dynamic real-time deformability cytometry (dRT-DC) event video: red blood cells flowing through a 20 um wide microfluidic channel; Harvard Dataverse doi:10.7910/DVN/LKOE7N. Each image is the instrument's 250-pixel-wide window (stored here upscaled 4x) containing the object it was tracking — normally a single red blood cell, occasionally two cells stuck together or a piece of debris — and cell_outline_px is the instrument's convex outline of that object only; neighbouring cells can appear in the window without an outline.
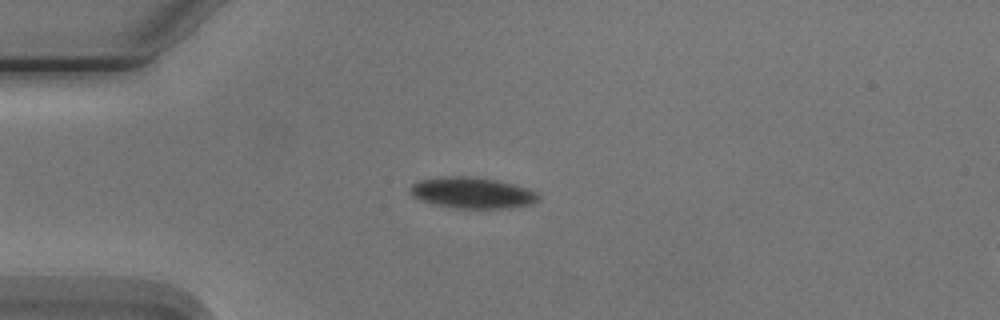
{"species": "Egyptian fruit bat (a non-hibernating species)", "species_latin": "Rousettus aegyptiacus", "temperature_condition": "cold", "stored_images_in_passage": 8, "camera_frame_rate_fps": 3000, "um_per_image_px": 0.085, "animal": {"sex": "male"}, "frame": {"image": 1, "passage_image": 1, "time_ms": 0.0, "image_size_px": [1000, 320], "cell_outline_px": [[540, 196], [532, 204], [508, 208], [456, 208], [432, 204], [412, 196], [412, 184], [420, 180], [444, 176], [476, 176], [496, 180], [528, 188], [536, 192]], "centroid_in_image_um": [40.15, 16.38], "position_along_channel_um": 44.8, "area_um2": 23.12}}
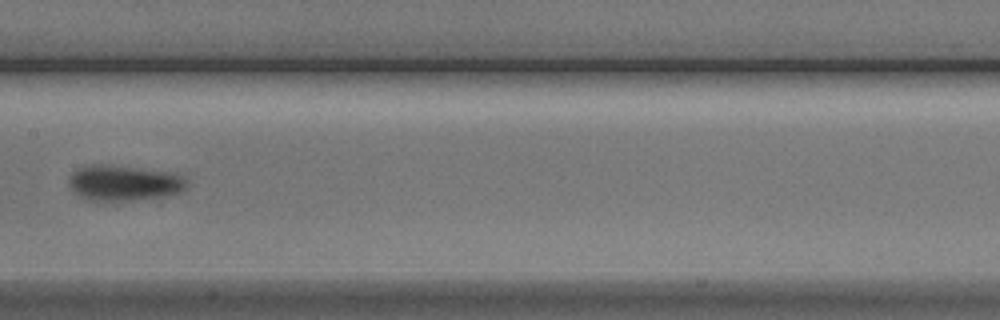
{"frame": {"image": 2, "passage_image": 5, "time_ms": 4.667, "image_size_px": [1000, 320], "cell_outline_px": [[188, 188], [180, 192], [168, 196], [104, 204], [88, 200], [80, 196], [68, 184], [68, 176], [76, 168], [84, 164], [112, 164], [168, 172], [184, 176], [188, 180]], "centroid_in_image_um": [10.51, 15.57], "position_along_channel_um": 196.9, "area_um2": 25.61}}
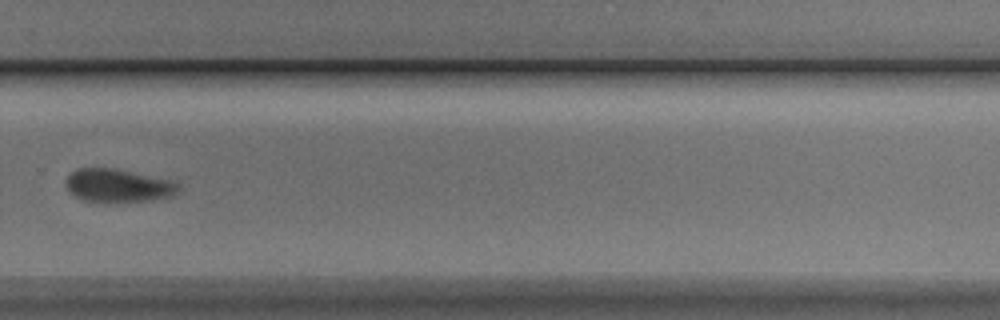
{"frame": {"image": 3, "passage_image": 8, "time_ms": 8.0, "image_size_px": [1000, 320], "cell_outline_px": [[180, 188], [172, 196], [148, 200], [80, 200], [72, 196], [68, 192], [64, 184], [64, 180], [76, 168], [112, 168], [172, 180], [180, 184]], "centroid_in_image_um": [9.98, 15.75], "position_along_channel_um": 319.8, "area_um2": 21.44}}